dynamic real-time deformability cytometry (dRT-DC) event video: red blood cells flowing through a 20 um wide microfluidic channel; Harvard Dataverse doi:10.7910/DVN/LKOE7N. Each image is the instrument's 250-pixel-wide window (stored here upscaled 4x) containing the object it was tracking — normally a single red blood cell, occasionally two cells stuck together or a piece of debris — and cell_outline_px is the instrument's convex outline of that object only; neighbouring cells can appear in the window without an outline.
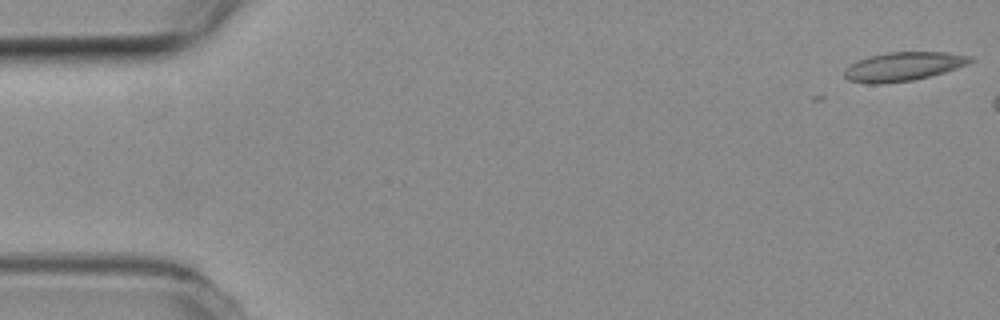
{"species": "common noctule bat (a hibernating species)", "species_latin": "Nyctalus noctula", "temperature_condition": "room temperature", "stored_images_in_passage": 3, "camera_frame_rate_fps": 3000, "um_per_image_px": 0.085, "animal": {"sex": "female", "body_mass_g": 19.3, "forearm_length_mm": 54.1}, "frame": {"image": 1, "passage_image": 1, "time_ms": 0.0, "image_size_px": [1000, 320], "cell_outline_px": [[972, 60], [968, 64], [944, 72], [912, 80], [876, 84], [868, 84], [848, 80], [844, 76], [844, 68], [868, 56], [888, 52], [944, 52], [972, 56]], "centroid_in_image_um": [76.75, 5.65], "position_along_channel_um": 8.2, "area_um2": 20.92}}